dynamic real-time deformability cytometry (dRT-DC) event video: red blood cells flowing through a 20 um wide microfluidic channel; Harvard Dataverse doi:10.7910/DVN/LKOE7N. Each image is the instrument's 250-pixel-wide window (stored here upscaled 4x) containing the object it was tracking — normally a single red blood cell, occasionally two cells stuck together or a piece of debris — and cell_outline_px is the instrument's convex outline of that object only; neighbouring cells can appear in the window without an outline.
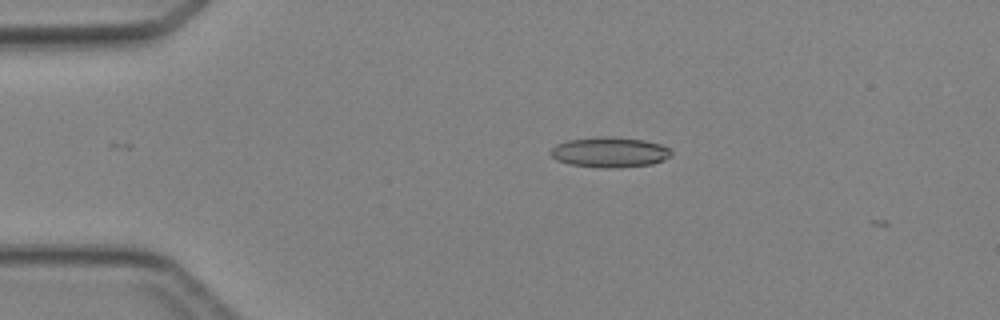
{"species": "Egyptian fruit bat (a non-hibernating species)", "species_latin": "Rousettus aegyptiacus", "temperature_condition": "cold", "stored_images_in_passage": 3, "camera_frame_rate_fps": 3000, "um_per_image_px": 0.085, "animal": {"sex": "female"}, "frame": {"image": 1, "passage_image": 2, "time_ms": 1.333, "image_size_px": [1000, 320], "cell_outline_px": [[672, 156], [664, 160], [652, 164], [620, 168], [596, 168], [568, 164], [556, 160], [548, 152], [556, 144], [568, 140], [600, 136], [608, 136], [644, 140], [660, 144], [668, 148], [672, 152]], "centroid_in_image_um": [51.81, 12.95], "position_along_channel_um": 33.2, "area_um2": 21.62}}